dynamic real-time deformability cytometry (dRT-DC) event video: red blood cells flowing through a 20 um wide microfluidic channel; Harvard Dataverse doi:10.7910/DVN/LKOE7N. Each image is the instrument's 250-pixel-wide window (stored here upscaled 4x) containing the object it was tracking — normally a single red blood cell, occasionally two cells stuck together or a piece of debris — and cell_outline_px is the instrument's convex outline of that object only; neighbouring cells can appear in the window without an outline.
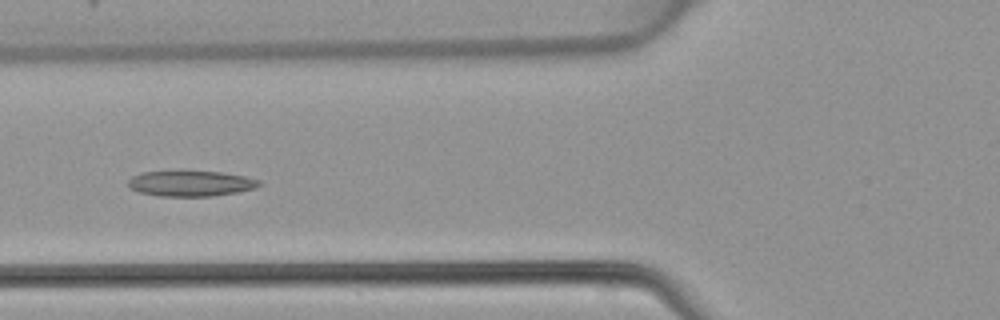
{"species": "common noctule bat (a hibernating species)", "species_latin": "Nyctalus noctula", "temperature_condition": "warm", "stored_images_in_passage": 47, "camera_frame_rate_fps": 3000, "um_per_image_px": 0.085, "animal": {"sex": "female", "body_mass_g": 22.7, "forearm_length_mm": 54.2}, "frame": {"image": 1, "passage_image": 18, "time_ms": 5.667, "image_size_px": [1000, 320], "cell_outline_px": [[260, 184], [256, 188], [236, 192], [212, 196], [156, 196], [140, 192], [132, 188], [128, 184], [128, 180], [132, 176], [140, 172], [224, 172], [244, 176], [260, 180]], "centroid_in_image_um": [16.22, 15.6], "position_along_channel_um": 109.6, "area_um2": 19.25}}
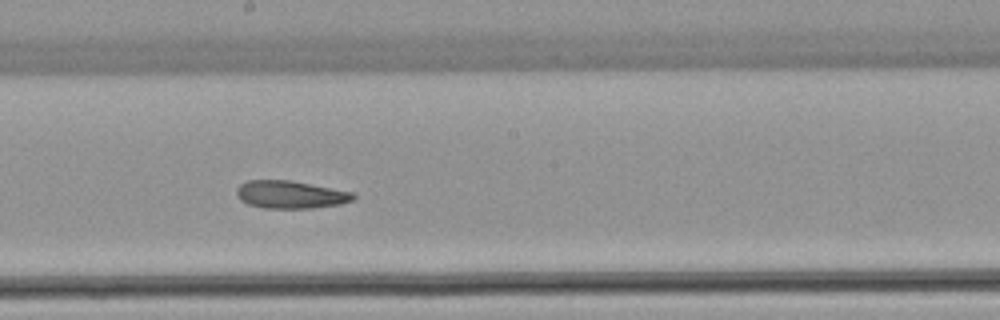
{"frame": {"image": 2, "passage_image": 26, "time_ms": 8.333, "image_size_px": [1000, 320], "cell_outline_px": [[356, 196], [352, 200], [340, 204], [312, 208], [264, 208], [248, 204], [240, 200], [236, 196], [236, 188], [240, 184], [248, 180], [288, 180], [356, 192]], "centroid_in_image_um": [24.68, 16.54], "position_along_channel_um": 223.5, "area_um2": 18.96}}
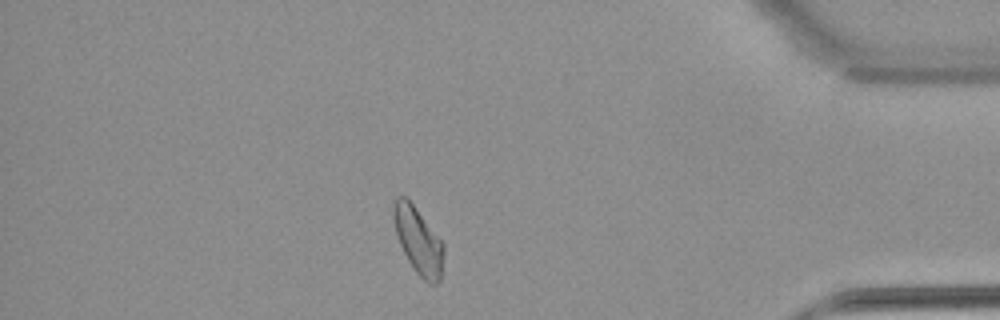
{"frame": {"image": 3, "passage_image": 41, "time_ms": 13.333, "image_size_px": [1000, 320], "cell_outline_px": [[444, 252], [440, 280], [436, 284], [428, 284], [416, 272], [408, 260], [400, 244], [396, 232], [392, 216], [392, 208], [396, 196], [404, 196], [412, 204], [444, 244]], "centroid_in_image_um": [35.55, 20.47], "position_along_channel_um": 399.7, "area_um2": 19.13}}